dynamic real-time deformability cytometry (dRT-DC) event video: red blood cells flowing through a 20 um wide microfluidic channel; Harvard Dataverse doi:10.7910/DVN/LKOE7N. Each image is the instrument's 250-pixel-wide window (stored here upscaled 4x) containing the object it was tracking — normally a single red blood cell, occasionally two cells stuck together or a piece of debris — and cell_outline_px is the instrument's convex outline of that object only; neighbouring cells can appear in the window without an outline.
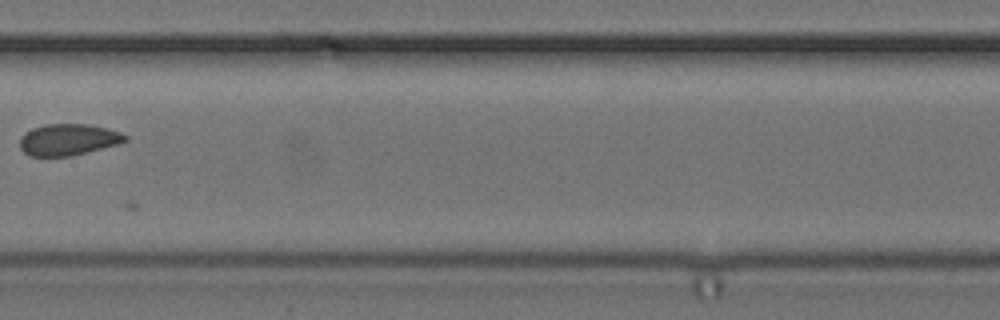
{"species": "common noctule bat (a hibernating species)", "species_latin": "Nyctalus noctula", "temperature_condition": "cold", "stored_images_in_passage": 8, "camera_frame_rate_fps": 3000, "um_per_image_px": 0.085, "animal": {"sex": "female", "body_mass_g": 24.6, "forearm_length_mm": 56.2}, "frame": {"image": 1, "passage_image": 8, "time_ms": 2.333, "image_size_px": [1000, 320], "cell_outline_px": [[128, 140], [120, 144], [72, 156], [28, 156], [20, 148], [20, 140], [32, 128], [44, 124], [88, 124], [120, 132], [128, 136]], "centroid_in_image_um": [5.83, 11.88], "position_along_channel_um": 201.6, "area_um2": 19.31}}